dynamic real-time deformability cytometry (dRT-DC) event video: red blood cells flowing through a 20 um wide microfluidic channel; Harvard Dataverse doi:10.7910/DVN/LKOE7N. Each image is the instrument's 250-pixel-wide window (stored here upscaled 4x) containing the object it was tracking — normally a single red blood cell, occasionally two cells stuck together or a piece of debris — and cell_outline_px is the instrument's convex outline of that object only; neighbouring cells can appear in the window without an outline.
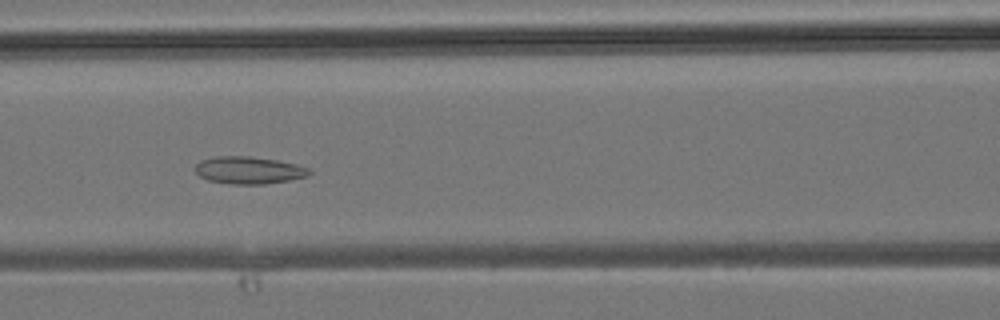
{"species": "common noctule bat (a hibernating species)", "species_latin": "Nyctalus noctula", "temperature_condition": "room temperature", "stored_images_in_passage": 33, "camera_frame_rate_fps": 3000, "um_per_image_px": 0.085, "animal": {"sex": "male", "body_mass_g": 19.2, "forearm_length_mm": 51.8}, "frame": {"image": 1, "passage_image": 11, "time_ms": 3.333, "image_size_px": [1000, 320], "cell_outline_px": [[312, 172], [308, 176], [288, 180], [264, 184], [232, 184], [208, 180], [200, 176], [196, 172], [196, 164], [200, 160], [216, 156], [248, 156], [276, 160], [296, 164], [308, 168]], "centroid_in_image_um": [21.14, 14.46], "position_along_channel_um": 145.5, "area_um2": 18.03}}
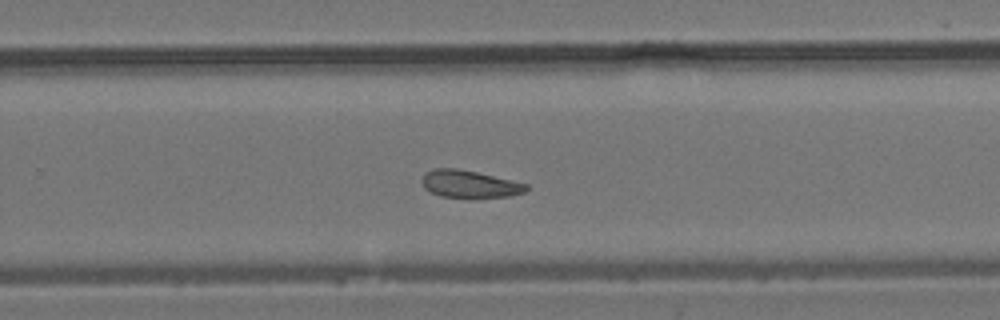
{"frame": {"image": 2, "passage_image": 19, "time_ms": 6.0, "image_size_px": [1000, 320], "cell_outline_px": [[528, 188], [524, 192], [508, 196], [472, 200], [440, 196], [424, 188], [420, 180], [424, 172], [432, 168], [456, 168], [476, 172], [528, 184]], "centroid_in_image_um": [39.86, 15.67], "position_along_channel_um": 289.9, "area_um2": 17.22}}
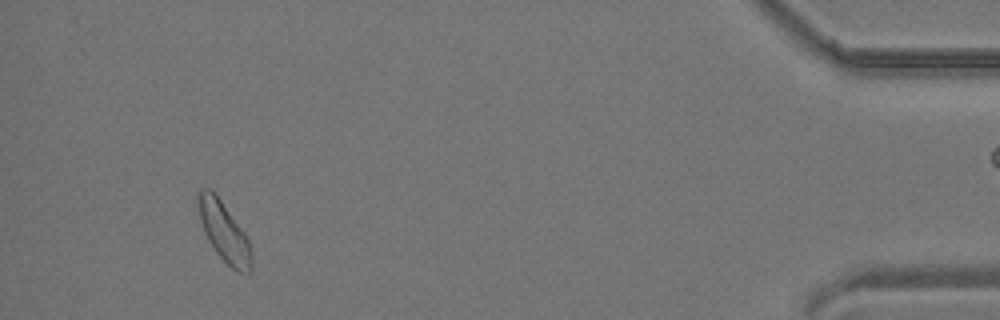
{"frame": {"image": 3, "passage_image": 30, "time_ms": 9.667, "image_size_px": [1000, 320], "cell_outline_px": [[252, 272], [248, 276], [236, 272], [216, 252], [208, 240], [204, 232], [200, 220], [196, 200], [196, 192], [200, 188], [208, 188], [220, 200], [244, 232], [252, 248]], "centroid_in_image_um": [19.06, 19.75], "position_along_channel_um": 416.1, "area_um2": 18.67}}